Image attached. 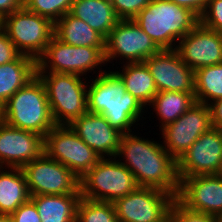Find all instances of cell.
<instances>
[{
  "instance_id": "20",
  "label": "cell",
  "mask_w": 222,
  "mask_h": 222,
  "mask_svg": "<svg viewBox=\"0 0 222 222\" xmlns=\"http://www.w3.org/2000/svg\"><path fill=\"white\" fill-rule=\"evenodd\" d=\"M70 14L86 22L105 39L120 21L110 0H74Z\"/></svg>"
},
{
  "instance_id": "27",
  "label": "cell",
  "mask_w": 222,
  "mask_h": 222,
  "mask_svg": "<svg viewBox=\"0 0 222 222\" xmlns=\"http://www.w3.org/2000/svg\"><path fill=\"white\" fill-rule=\"evenodd\" d=\"M196 102L209 105L222 98V63L194 71Z\"/></svg>"
},
{
  "instance_id": "19",
  "label": "cell",
  "mask_w": 222,
  "mask_h": 222,
  "mask_svg": "<svg viewBox=\"0 0 222 222\" xmlns=\"http://www.w3.org/2000/svg\"><path fill=\"white\" fill-rule=\"evenodd\" d=\"M69 126L100 158H114L117 154L123 133L101 114L87 112Z\"/></svg>"
},
{
  "instance_id": "11",
  "label": "cell",
  "mask_w": 222,
  "mask_h": 222,
  "mask_svg": "<svg viewBox=\"0 0 222 222\" xmlns=\"http://www.w3.org/2000/svg\"><path fill=\"white\" fill-rule=\"evenodd\" d=\"M29 193L33 195L81 194L80 178L45 153L22 168Z\"/></svg>"
},
{
  "instance_id": "23",
  "label": "cell",
  "mask_w": 222,
  "mask_h": 222,
  "mask_svg": "<svg viewBox=\"0 0 222 222\" xmlns=\"http://www.w3.org/2000/svg\"><path fill=\"white\" fill-rule=\"evenodd\" d=\"M54 35L71 46L105 48V38L70 13H66L54 24Z\"/></svg>"
},
{
  "instance_id": "39",
  "label": "cell",
  "mask_w": 222,
  "mask_h": 222,
  "mask_svg": "<svg viewBox=\"0 0 222 222\" xmlns=\"http://www.w3.org/2000/svg\"><path fill=\"white\" fill-rule=\"evenodd\" d=\"M0 222H12V218L9 214H0Z\"/></svg>"
},
{
  "instance_id": "2",
  "label": "cell",
  "mask_w": 222,
  "mask_h": 222,
  "mask_svg": "<svg viewBox=\"0 0 222 222\" xmlns=\"http://www.w3.org/2000/svg\"><path fill=\"white\" fill-rule=\"evenodd\" d=\"M103 71L96 76L88 74L87 110L101 114L107 122L121 133H132L141 126L139 121L147 113L146 108L134 96L126 92L123 80L116 71ZM91 81V82H90ZM133 127V129H132ZM134 130V131H133Z\"/></svg>"
},
{
  "instance_id": "15",
  "label": "cell",
  "mask_w": 222,
  "mask_h": 222,
  "mask_svg": "<svg viewBox=\"0 0 222 222\" xmlns=\"http://www.w3.org/2000/svg\"><path fill=\"white\" fill-rule=\"evenodd\" d=\"M144 63L153 76L158 92L195 94L194 71L181 60L175 49H161Z\"/></svg>"
},
{
  "instance_id": "21",
  "label": "cell",
  "mask_w": 222,
  "mask_h": 222,
  "mask_svg": "<svg viewBox=\"0 0 222 222\" xmlns=\"http://www.w3.org/2000/svg\"><path fill=\"white\" fill-rule=\"evenodd\" d=\"M81 194L33 195L41 222H76Z\"/></svg>"
},
{
  "instance_id": "4",
  "label": "cell",
  "mask_w": 222,
  "mask_h": 222,
  "mask_svg": "<svg viewBox=\"0 0 222 222\" xmlns=\"http://www.w3.org/2000/svg\"><path fill=\"white\" fill-rule=\"evenodd\" d=\"M0 120L43 137L55 126L46 88L37 75L1 107Z\"/></svg>"
},
{
  "instance_id": "28",
  "label": "cell",
  "mask_w": 222,
  "mask_h": 222,
  "mask_svg": "<svg viewBox=\"0 0 222 222\" xmlns=\"http://www.w3.org/2000/svg\"><path fill=\"white\" fill-rule=\"evenodd\" d=\"M76 222H119L112 202L94 201L81 197Z\"/></svg>"
},
{
  "instance_id": "5",
  "label": "cell",
  "mask_w": 222,
  "mask_h": 222,
  "mask_svg": "<svg viewBox=\"0 0 222 222\" xmlns=\"http://www.w3.org/2000/svg\"><path fill=\"white\" fill-rule=\"evenodd\" d=\"M36 75L46 88L55 125H70L88 112V79H86L88 77L65 73H36Z\"/></svg>"
},
{
  "instance_id": "42",
  "label": "cell",
  "mask_w": 222,
  "mask_h": 222,
  "mask_svg": "<svg viewBox=\"0 0 222 222\" xmlns=\"http://www.w3.org/2000/svg\"><path fill=\"white\" fill-rule=\"evenodd\" d=\"M218 222H222V216L218 217Z\"/></svg>"
},
{
  "instance_id": "38",
  "label": "cell",
  "mask_w": 222,
  "mask_h": 222,
  "mask_svg": "<svg viewBox=\"0 0 222 222\" xmlns=\"http://www.w3.org/2000/svg\"><path fill=\"white\" fill-rule=\"evenodd\" d=\"M155 222H173L171 208L163 217H161Z\"/></svg>"
},
{
  "instance_id": "6",
  "label": "cell",
  "mask_w": 222,
  "mask_h": 222,
  "mask_svg": "<svg viewBox=\"0 0 222 222\" xmlns=\"http://www.w3.org/2000/svg\"><path fill=\"white\" fill-rule=\"evenodd\" d=\"M36 66V73H65L82 77L92 71L97 76L102 70L105 71L102 67L108 68L105 48L71 46L55 35L43 55L36 61Z\"/></svg>"
},
{
  "instance_id": "37",
  "label": "cell",
  "mask_w": 222,
  "mask_h": 222,
  "mask_svg": "<svg viewBox=\"0 0 222 222\" xmlns=\"http://www.w3.org/2000/svg\"><path fill=\"white\" fill-rule=\"evenodd\" d=\"M23 7V0H0V16L2 18Z\"/></svg>"
},
{
  "instance_id": "29",
  "label": "cell",
  "mask_w": 222,
  "mask_h": 222,
  "mask_svg": "<svg viewBox=\"0 0 222 222\" xmlns=\"http://www.w3.org/2000/svg\"><path fill=\"white\" fill-rule=\"evenodd\" d=\"M73 2L74 0H23V7L55 24L66 13H70Z\"/></svg>"
},
{
  "instance_id": "40",
  "label": "cell",
  "mask_w": 222,
  "mask_h": 222,
  "mask_svg": "<svg viewBox=\"0 0 222 222\" xmlns=\"http://www.w3.org/2000/svg\"><path fill=\"white\" fill-rule=\"evenodd\" d=\"M3 30V18L0 16V31Z\"/></svg>"
},
{
  "instance_id": "41",
  "label": "cell",
  "mask_w": 222,
  "mask_h": 222,
  "mask_svg": "<svg viewBox=\"0 0 222 222\" xmlns=\"http://www.w3.org/2000/svg\"><path fill=\"white\" fill-rule=\"evenodd\" d=\"M218 175L222 178V164H221L220 171L218 172Z\"/></svg>"
},
{
  "instance_id": "34",
  "label": "cell",
  "mask_w": 222,
  "mask_h": 222,
  "mask_svg": "<svg viewBox=\"0 0 222 222\" xmlns=\"http://www.w3.org/2000/svg\"><path fill=\"white\" fill-rule=\"evenodd\" d=\"M21 55L7 33L4 30L0 31V65L14 61Z\"/></svg>"
},
{
  "instance_id": "7",
  "label": "cell",
  "mask_w": 222,
  "mask_h": 222,
  "mask_svg": "<svg viewBox=\"0 0 222 222\" xmlns=\"http://www.w3.org/2000/svg\"><path fill=\"white\" fill-rule=\"evenodd\" d=\"M138 187L133 173L115 157L101 158L80 178L81 196L94 201L113 203Z\"/></svg>"
},
{
  "instance_id": "24",
  "label": "cell",
  "mask_w": 222,
  "mask_h": 222,
  "mask_svg": "<svg viewBox=\"0 0 222 222\" xmlns=\"http://www.w3.org/2000/svg\"><path fill=\"white\" fill-rule=\"evenodd\" d=\"M30 198L22 169L0 167V214H12Z\"/></svg>"
},
{
  "instance_id": "13",
  "label": "cell",
  "mask_w": 222,
  "mask_h": 222,
  "mask_svg": "<svg viewBox=\"0 0 222 222\" xmlns=\"http://www.w3.org/2000/svg\"><path fill=\"white\" fill-rule=\"evenodd\" d=\"M175 199L160 189L138 187L113 205L119 222H155L170 210Z\"/></svg>"
},
{
  "instance_id": "22",
  "label": "cell",
  "mask_w": 222,
  "mask_h": 222,
  "mask_svg": "<svg viewBox=\"0 0 222 222\" xmlns=\"http://www.w3.org/2000/svg\"><path fill=\"white\" fill-rule=\"evenodd\" d=\"M36 61L26 55L0 65V109L19 89L36 76Z\"/></svg>"
},
{
  "instance_id": "18",
  "label": "cell",
  "mask_w": 222,
  "mask_h": 222,
  "mask_svg": "<svg viewBox=\"0 0 222 222\" xmlns=\"http://www.w3.org/2000/svg\"><path fill=\"white\" fill-rule=\"evenodd\" d=\"M44 153V137L0 120V167L22 168Z\"/></svg>"
},
{
  "instance_id": "36",
  "label": "cell",
  "mask_w": 222,
  "mask_h": 222,
  "mask_svg": "<svg viewBox=\"0 0 222 222\" xmlns=\"http://www.w3.org/2000/svg\"><path fill=\"white\" fill-rule=\"evenodd\" d=\"M211 122L214 128L222 130V98L209 104Z\"/></svg>"
},
{
  "instance_id": "10",
  "label": "cell",
  "mask_w": 222,
  "mask_h": 222,
  "mask_svg": "<svg viewBox=\"0 0 222 222\" xmlns=\"http://www.w3.org/2000/svg\"><path fill=\"white\" fill-rule=\"evenodd\" d=\"M160 50L133 19L120 20L105 39L107 65L112 64L113 60L120 64L142 63Z\"/></svg>"
},
{
  "instance_id": "17",
  "label": "cell",
  "mask_w": 222,
  "mask_h": 222,
  "mask_svg": "<svg viewBox=\"0 0 222 222\" xmlns=\"http://www.w3.org/2000/svg\"><path fill=\"white\" fill-rule=\"evenodd\" d=\"M181 60L193 71L222 63V32L198 24L181 38L175 48Z\"/></svg>"
},
{
  "instance_id": "1",
  "label": "cell",
  "mask_w": 222,
  "mask_h": 222,
  "mask_svg": "<svg viewBox=\"0 0 222 222\" xmlns=\"http://www.w3.org/2000/svg\"><path fill=\"white\" fill-rule=\"evenodd\" d=\"M139 135L140 132L122 134L115 158L133 173L139 187L160 189L176 198L180 186L177 161L165 150L162 141Z\"/></svg>"
},
{
  "instance_id": "14",
  "label": "cell",
  "mask_w": 222,
  "mask_h": 222,
  "mask_svg": "<svg viewBox=\"0 0 222 222\" xmlns=\"http://www.w3.org/2000/svg\"><path fill=\"white\" fill-rule=\"evenodd\" d=\"M222 164V130L203 133L177 161L179 178L218 174Z\"/></svg>"
},
{
  "instance_id": "9",
  "label": "cell",
  "mask_w": 222,
  "mask_h": 222,
  "mask_svg": "<svg viewBox=\"0 0 222 222\" xmlns=\"http://www.w3.org/2000/svg\"><path fill=\"white\" fill-rule=\"evenodd\" d=\"M44 153L82 178L101 159L69 125H55L44 137Z\"/></svg>"
},
{
  "instance_id": "12",
  "label": "cell",
  "mask_w": 222,
  "mask_h": 222,
  "mask_svg": "<svg viewBox=\"0 0 222 222\" xmlns=\"http://www.w3.org/2000/svg\"><path fill=\"white\" fill-rule=\"evenodd\" d=\"M209 105L196 102L176 121L159 132L165 150L178 161L190 146L212 128Z\"/></svg>"
},
{
  "instance_id": "8",
  "label": "cell",
  "mask_w": 222,
  "mask_h": 222,
  "mask_svg": "<svg viewBox=\"0 0 222 222\" xmlns=\"http://www.w3.org/2000/svg\"><path fill=\"white\" fill-rule=\"evenodd\" d=\"M3 30L22 55L37 61L54 35V24L22 7L3 18Z\"/></svg>"
},
{
  "instance_id": "16",
  "label": "cell",
  "mask_w": 222,
  "mask_h": 222,
  "mask_svg": "<svg viewBox=\"0 0 222 222\" xmlns=\"http://www.w3.org/2000/svg\"><path fill=\"white\" fill-rule=\"evenodd\" d=\"M176 199L187 209L222 216V178L218 174L179 178Z\"/></svg>"
},
{
  "instance_id": "35",
  "label": "cell",
  "mask_w": 222,
  "mask_h": 222,
  "mask_svg": "<svg viewBox=\"0 0 222 222\" xmlns=\"http://www.w3.org/2000/svg\"><path fill=\"white\" fill-rule=\"evenodd\" d=\"M171 2L190 9L198 17L204 12L207 0H170Z\"/></svg>"
},
{
  "instance_id": "31",
  "label": "cell",
  "mask_w": 222,
  "mask_h": 222,
  "mask_svg": "<svg viewBox=\"0 0 222 222\" xmlns=\"http://www.w3.org/2000/svg\"><path fill=\"white\" fill-rule=\"evenodd\" d=\"M173 222H218V217L187 209L177 199L171 205Z\"/></svg>"
},
{
  "instance_id": "26",
  "label": "cell",
  "mask_w": 222,
  "mask_h": 222,
  "mask_svg": "<svg viewBox=\"0 0 222 222\" xmlns=\"http://www.w3.org/2000/svg\"><path fill=\"white\" fill-rule=\"evenodd\" d=\"M195 103V94L177 91H163L157 92L150 103L149 108L146 110L148 111L150 108H153L150 109V112L151 110L155 112L160 121H158V130L160 131L166 125L176 121Z\"/></svg>"
},
{
  "instance_id": "3",
  "label": "cell",
  "mask_w": 222,
  "mask_h": 222,
  "mask_svg": "<svg viewBox=\"0 0 222 222\" xmlns=\"http://www.w3.org/2000/svg\"><path fill=\"white\" fill-rule=\"evenodd\" d=\"M160 49H175L199 24V17L170 0H151L133 19Z\"/></svg>"
},
{
  "instance_id": "32",
  "label": "cell",
  "mask_w": 222,
  "mask_h": 222,
  "mask_svg": "<svg viewBox=\"0 0 222 222\" xmlns=\"http://www.w3.org/2000/svg\"><path fill=\"white\" fill-rule=\"evenodd\" d=\"M120 20H132L151 0H110Z\"/></svg>"
},
{
  "instance_id": "33",
  "label": "cell",
  "mask_w": 222,
  "mask_h": 222,
  "mask_svg": "<svg viewBox=\"0 0 222 222\" xmlns=\"http://www.w3.org/2000/svg\"><path fill=\"white\" fill-rule=\"evenodd\" d=\"M12 222H41L35 204L28 200L10 214Z\"/></svg>"
},
{
  "instance_id": "25",
  "label": "cell",
  "mask_w": 222,
  "mask_h": 222,
  "mask_svg": "<svg viewBox=\"0 0 222 222\" xmlns=\"http://www.w3.org/2000/svg\"><path fill=\"white\" fill-rule=\"evenodd\" d=\"M122 65L116 72L123 80L126 92L147 109L158 92L149 68L144 62Z\"/></svg>"
},
{
  "instance_id": "30",
  "label": "cell",
  "mask_w": 222,
  "mask_h": 222,
  "mask_svg": "<svg viewBox=\"0 0 222 222\" xmlns=\"http://www.w3.org/2000/svg\"><path fill=\"white\" fill-rule=\"evenodd\" d=\"M199 23L208 29L222 32V0H207Z\"/></svg>"
}]
</instances>
